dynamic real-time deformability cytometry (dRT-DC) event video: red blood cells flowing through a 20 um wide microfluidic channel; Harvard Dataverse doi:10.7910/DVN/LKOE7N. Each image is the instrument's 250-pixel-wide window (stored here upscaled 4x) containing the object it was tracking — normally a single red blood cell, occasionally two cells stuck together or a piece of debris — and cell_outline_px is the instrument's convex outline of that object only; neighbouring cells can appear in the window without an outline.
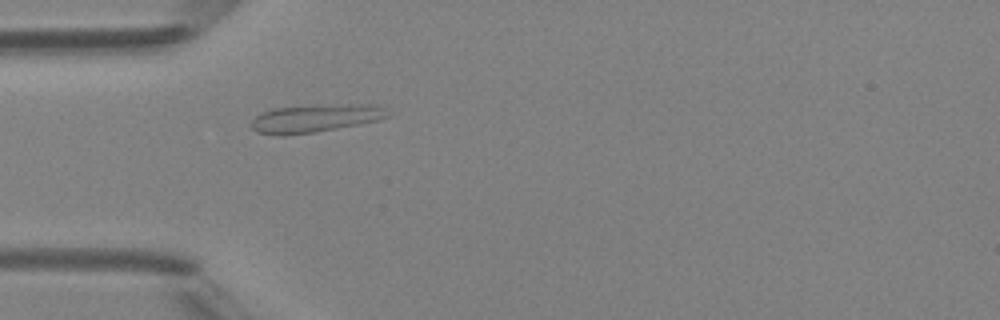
{"species": "Egyptian fruit bat (a non-hibernating species)", "species_latin": "Rousettus aegyptiacus", "temperature_condition": "room temperature", "stored_images_in_passage": 1, "camera_frame_rate_fps": 3000, "um_per_image_px": 0.085, "animal": {"sex": "female"}, "frame": {"image": 1, "passage_image": 1, "time_ms": 0.0, "image_size_px": [1000, 320], "cell_outline_px": [[392, 112], [388, 116], [376, 120], [360, 124], [316, 132], [284, 136], [276, 136], [256, 132], [252, 128], [252, 120], [256, 116], [272, 108], [348, 104], [376, 104]], "centroid_in_image_um": [26.81, 10.07], "position_along_channel_um": 58.2, "area_um2": 22.2}}